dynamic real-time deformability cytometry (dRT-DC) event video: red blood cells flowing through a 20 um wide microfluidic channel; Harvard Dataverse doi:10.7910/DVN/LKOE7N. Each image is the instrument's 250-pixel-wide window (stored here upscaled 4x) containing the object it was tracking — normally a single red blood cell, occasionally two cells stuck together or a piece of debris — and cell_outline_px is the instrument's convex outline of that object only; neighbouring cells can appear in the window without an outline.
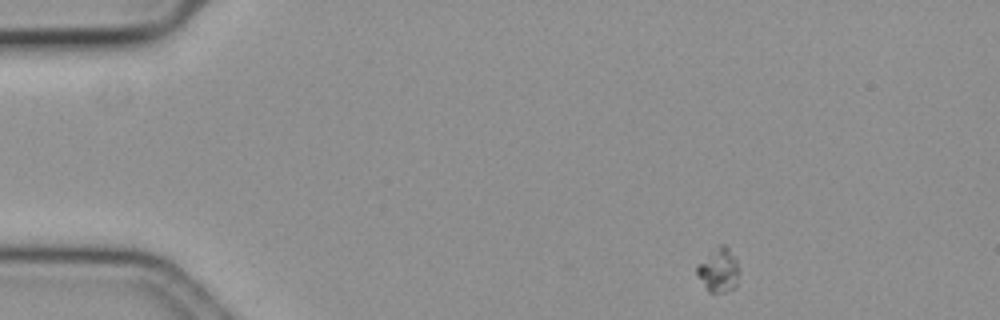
{"species": "common noctule bat (a hibernating species)", "species_latin": "Nyctalus noctula", "temperature_condition": "cold", "stored_images_in_passage": 52, "camera_frame_rate_fps": 3000, "um_per_image_px": 0.085, "animal": {"sex": "female", "body_mass_g": 19.3, "forearm_length_mm": 54.1}, "frame": {"image": 1, "passage_image": 1, "time_ms": 0.0, "image_size_px": [1000, 320], "cell_outline_px": [[740, 272], [736, 288], [724, 292], [708, 292], [704, 288], [696, 276], [696, 268], [720, 244], [724, 244], [728, 248], [736, 260], [740, 268]], "centroid_in_image_um": [61.11, 23.03], "position_along_channel_um": 23.9, "area_um2": 10.81}}
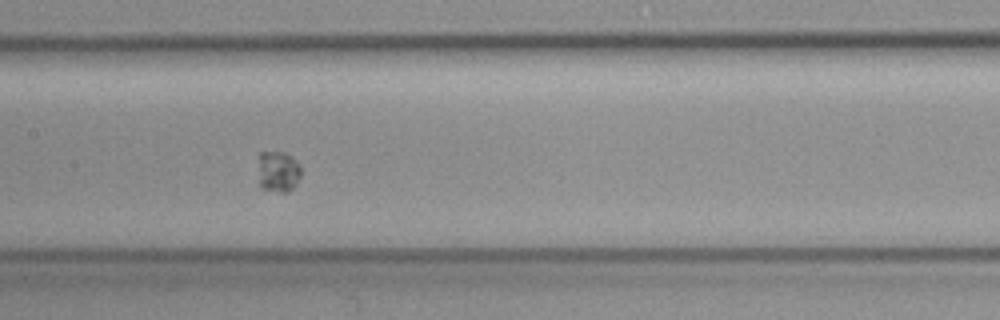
{"frame": {"image": 2, "passage_image": 22, "time_ms": 7.0, "image_size_px": [1000, 320], "cell_outline_px": [[300, 176], [296, 184], [288, 192], [280, 192], [260, 188], [260, 152], [284, 152], [292, 156], [300, 164]], "centroid_in_image_um": [23.68, 14.58], "position_along_channel_um": 183.7, "area_um2": 10.12}}
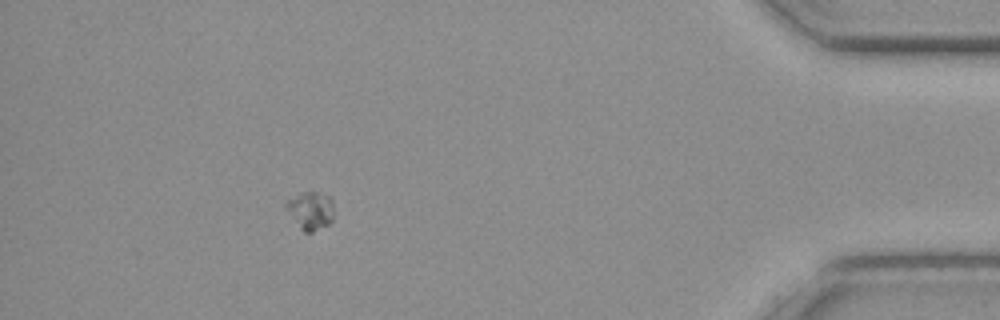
{"frame": {"image": 3, "passage_image": 46, "time_ms": 15.0, "image_size_px": [1000, 320], "cell_outline_px": [[332, 220], [328, 224], [312, 232], [304, 232], [300, 228], [284, 208], [284, 204], [288, 200], [300, 192], [316, 192], [328, 196], [332, 200]], "centroid_in_image_um": [26.35, 17.89], "position_along_channel_um": 408.8, "area_um2": 10.46}}